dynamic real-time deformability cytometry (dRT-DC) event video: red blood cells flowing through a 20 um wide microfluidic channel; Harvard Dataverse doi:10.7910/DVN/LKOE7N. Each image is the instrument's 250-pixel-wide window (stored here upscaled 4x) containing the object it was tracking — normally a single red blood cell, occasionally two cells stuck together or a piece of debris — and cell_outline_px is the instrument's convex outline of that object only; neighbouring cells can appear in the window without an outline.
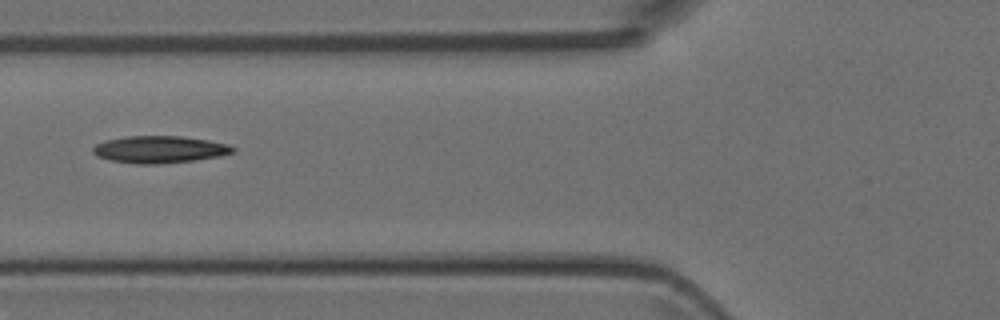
{"species": "Egyptian fruit bat (a non-hibernating species)", "species_latin": "Rousettus aegyptiacus", "temperature_condition": "room temperature", "stored_images_in_passage": 3, "camera_frame_rate_fps": 3000, "um_per_image_px": 0.085, "animal": {"sex": "female"}, "frame": {"image": 1, "passage_image": 2, "time_ms": 1.333, "image_size_px": [1000, 320], "cell_outline_px": [[236, 152], [220, 156], [196, 160], [156, 164], [136, 164], [108, 160], [96, 156], [92, 152], [92, 148], [96, 144], [104, 140], [124, 136], [180, 136], [208, 140], [228, 144], [236, 148]], "centroid_in_image_um": [13.54, 12.7], "position_along_channel_um": 112.3, "area_um2": 22.37}}
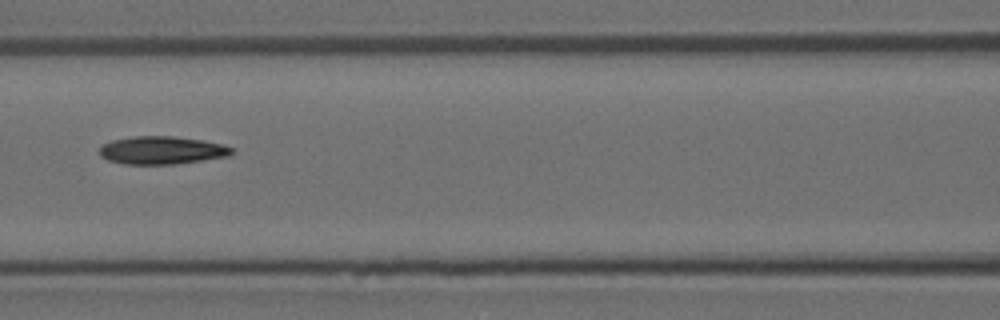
{"frame": {"image": 2, "passage_image": 3, "time_ms": 2.333, "image_size_px": [1000, 320], "cell_outline_px": [[236, 152], [228, 156], [172, 164], [124, 164], [108, 160], [100, 156], [100, 148], [104, 144], [112, 140], [136, 136], [172, 136], [204, 140], [224, 144], [232, 148]], "centroid_in_image_um": [13.78, 12.77], "position_along_channel_um": 152.8, "area_um2": 21.44}}